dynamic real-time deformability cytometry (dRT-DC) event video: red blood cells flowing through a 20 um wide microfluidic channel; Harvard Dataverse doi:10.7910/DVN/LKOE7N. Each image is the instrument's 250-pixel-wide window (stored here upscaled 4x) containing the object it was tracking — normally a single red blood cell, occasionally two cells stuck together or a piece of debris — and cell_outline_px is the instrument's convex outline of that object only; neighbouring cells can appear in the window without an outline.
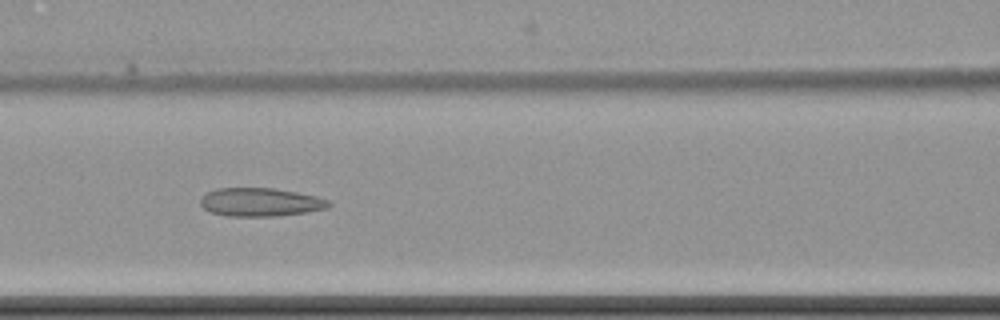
{"species": "common noctule bat (a hibernating species)", "species_latin": "Nyctalus noctula", "temperature_condition": "cold", "stored_images_in_passage": 8, "camera_frame_rate_fps": 3000, "um_per_image_px": 0.085, "animal": {"sex": "female", "body_mass_g": 22.7, "forearm_length_mm": 54.2}, "frame": {"image": 1, "passage_image": 4, "time_ms": 3.667, "image_size_px": [1000, 320], "cell_outline_px": [[332, 204], [328, 208], [308, 212], [272, 216], [228, 216], [208, 212], [200, 204], [200, 196], [216, 188], [276, 188], [316, 196], [328, 200]], "centroid_in_image_um": [22.11, 17.18], "position_along_channel_um": 144.5, "area_um2": 21.39}}
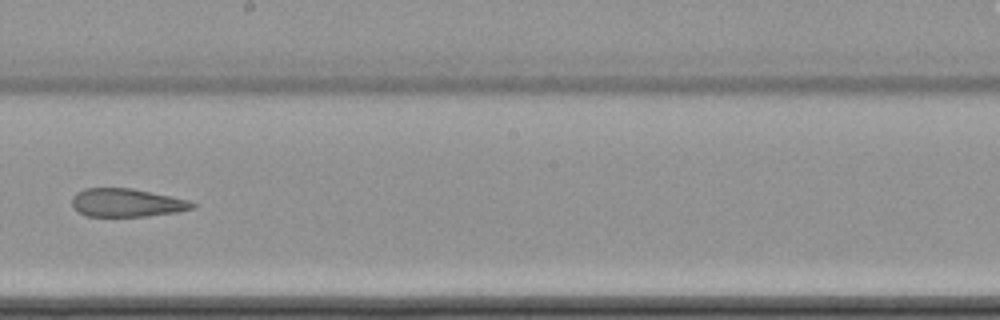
{"frame": {"image": 2, "passage_image": 6, "time_ms": 6.333, "image_size_px": [1000, 320], "cell_outline_px": [[196, 208], [176, 212], [148, 216], [88, 216], [80, 212], [72, 204], [72, 196], [76, 192], [84, 188], [132, 188], [192, 200], [196, 204]], "centroid_in_image_um": [10.83, 17.22], "position_along_channel_um": 237.4, "area_um2": 19.94}}
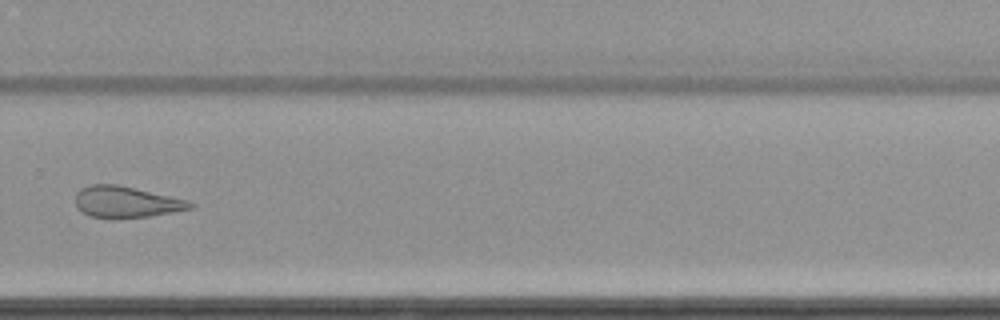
{"frame": {"image": 3, "passage_image": 8, "time_ms": 8.667, "image_size_px": [1000, 320], "cell_outline_px": [[196, 204], [192, 208], [172, 212], [148, 216], [88, 216], [76, 208], [76, 192], [80, 188], [92, 184], [116, 184], [188, 200]], "centroid_in_image_um": [10.71, 17.14], "position_along_channel_um": 319.1, "area_um2": 20.35}}